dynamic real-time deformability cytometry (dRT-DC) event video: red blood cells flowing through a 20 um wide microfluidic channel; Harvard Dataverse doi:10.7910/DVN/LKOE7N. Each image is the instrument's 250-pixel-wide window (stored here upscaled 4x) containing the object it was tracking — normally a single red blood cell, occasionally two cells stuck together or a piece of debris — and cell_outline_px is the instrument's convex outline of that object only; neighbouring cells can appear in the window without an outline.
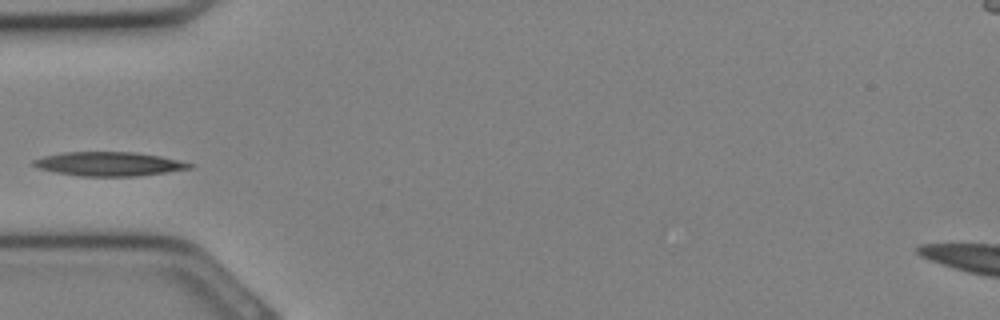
{"species": "Egyptian fruit bat (a non-hibernating species)", "species_latin": "Rousettus aegyptiacus", "temperature_condition": "cold", "stored_images_in_passage": 24, "camera_frame_rate_fps": 3000, "um_per_image_px": 0.085, "animal": {"sex": "female"}, "frame": {"image": 1, "passage_image": 2, "time_ms": 0.333, "image_size_px": [1000, 320], "cell_outline_px": [[196, 164], [192, 168], [136, 176], [80, 176], [56, 172], [36, 168], [28, 164], [32, 160], [44, 156], [60, 152], [136, 152], [160, 156], [180, 160]], "centroid_in_image_um": [9.22, 13.92], "position_along_channel_um": 75.8, "area_um2": 22.02}}
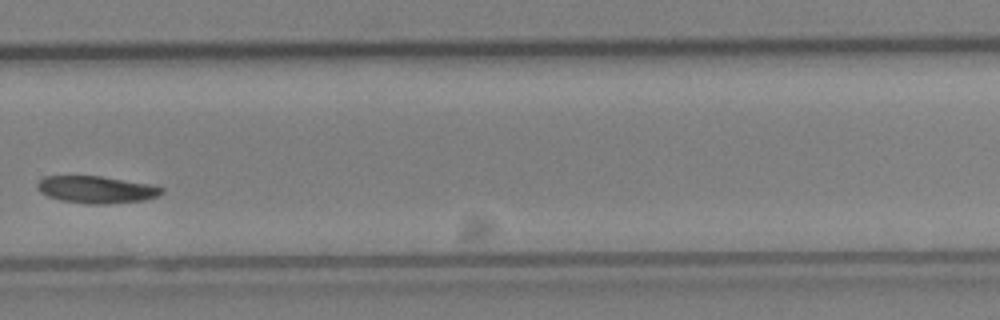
{"frame": {"image": 2, "passage_image": 14, "time_ms": 4.333, "image_size_px": [1000, 320], "cell_outline_px": [[164, 192], [160, 196], [144, 200], [104, 204], [92, 204], [60, 200], [48, 196], [40, 192], [36, 188], [36, 184], [44, 176], [100, 176], [152, 184], [164, 188]], "centroid_in_image_um": [8.22, 16.11], "position_along_channel_um": 321.6, "area_um2": 19.77}}
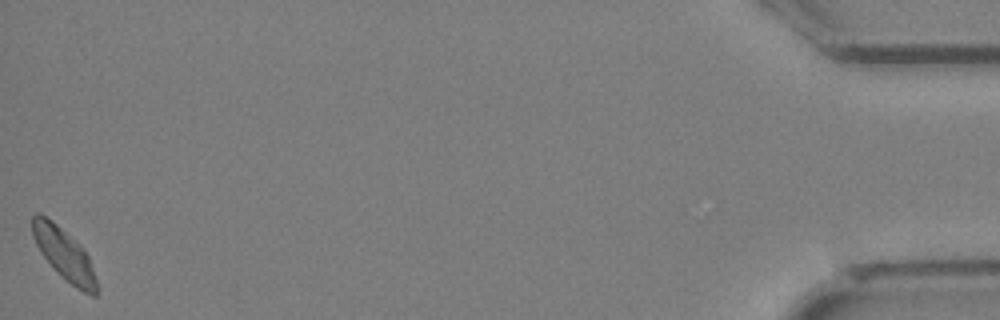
{"frame": {"image": 3, "passage_image": 24, "time_ms": 7.667, "image_size_px": [1000, 320], "cell_outline_px": [[96, 296], [92, 296], [76, 288], [56, 272], [40, 252], [32, 236], [32, 216], [36, 212], [52, 220], [80, 244], [88, 256], [96, 280]], "centroid_in_image_um": [5.42, 21.59], "position_along_channel_um": 429.8, "area_um2": 19.13}}